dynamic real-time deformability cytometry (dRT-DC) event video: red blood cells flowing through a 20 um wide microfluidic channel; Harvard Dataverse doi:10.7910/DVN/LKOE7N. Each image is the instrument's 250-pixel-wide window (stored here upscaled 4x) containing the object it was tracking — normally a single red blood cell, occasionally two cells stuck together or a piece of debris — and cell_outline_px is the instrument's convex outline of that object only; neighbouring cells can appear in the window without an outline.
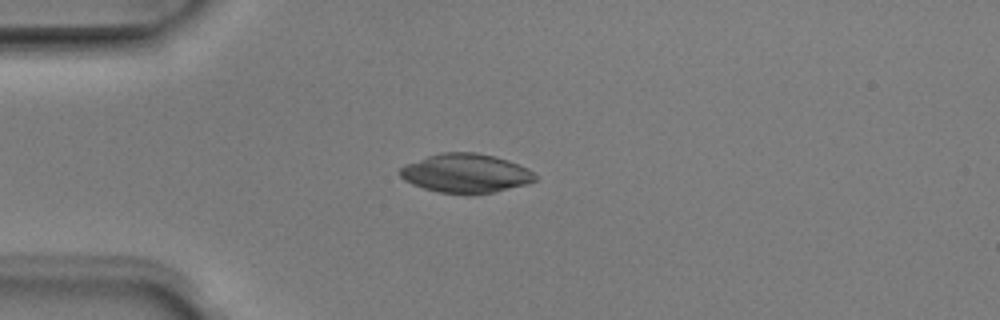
{"species": "Egyptian fruit bat (a non-hibernating species)", "species_latin": "Rousettus aegyptiacus", "temperature_condition": "room temperature", "stored_images_in_passage": 5, "segment_of_instrument_passage": [2, 2], "camera_frame_rate_fps": 3000, "um_per_image_px": 0.085, "animal": {"sex": "male"}, "frame": {"image": 1, "passage_image": 5, "time_ms": 1.333, "image_size_px": [1000, 320], "cell_outline_px": [[536, 180], [524, 184], [492, 192], [440, 192], [424, 188], [412, 184], [404, 180], [400, 176], [400, 168], [404, 164], [440, 152], [476, 152], [496, 156], [508, 160], [528, 168], [536, 176]], "centroid_in_image_um": [39.56, 14.69], "position_along_channel_um": 45.4, "area_um2": 30.11}}